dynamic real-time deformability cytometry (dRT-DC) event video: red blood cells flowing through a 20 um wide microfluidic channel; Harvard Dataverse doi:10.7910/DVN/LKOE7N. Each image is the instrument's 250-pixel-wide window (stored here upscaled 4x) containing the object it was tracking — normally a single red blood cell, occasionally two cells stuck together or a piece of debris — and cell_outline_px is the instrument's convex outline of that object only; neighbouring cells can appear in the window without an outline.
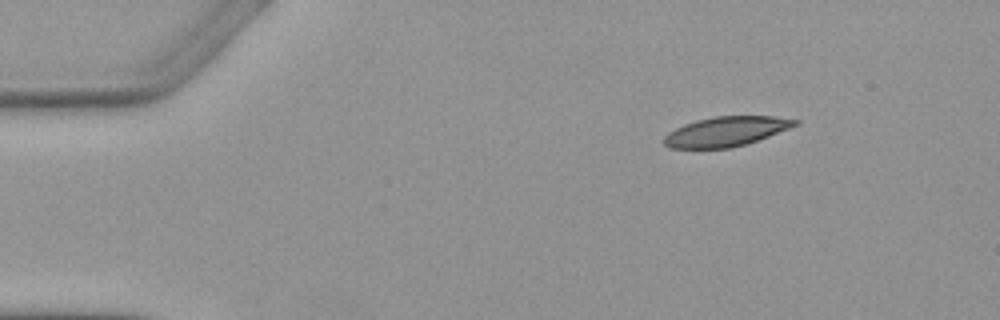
{"species": "Egyptian fruit bat (a non-hibernating species)", "species_latin": "Rousettus aegyptiacus", "temperature_condition": "warm", "stored_images_in_passage": 3, "camera_frame_rate_fps": 3000, "um_per_image_px": 0.085, "animal": {"sex": "female"}, "frame": {"image": 1, "passage_image": 1, "time_ms": 0.0, "image_size_px": [1000, 320], "cell_outline_px": [[800, 124], [768, 136], [744, 144], [728, 148], [668, 148], [664, 144], [664, 136], [668, 132], [684, 124], [696, 120], [712, 116], [772, 116], [800, 120]], "centroid_in_image_um": [61.7, 11.16], "position_along_channel_um": 23.3, "area_um2": 22.54}}